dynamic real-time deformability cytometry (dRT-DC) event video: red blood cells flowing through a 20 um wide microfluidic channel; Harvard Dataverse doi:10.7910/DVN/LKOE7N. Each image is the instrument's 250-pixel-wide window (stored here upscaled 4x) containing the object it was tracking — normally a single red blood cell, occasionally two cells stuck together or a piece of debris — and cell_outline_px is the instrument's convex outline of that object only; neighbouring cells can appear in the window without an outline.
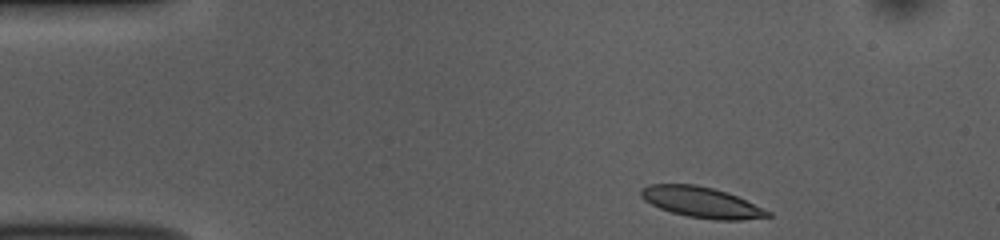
{"species": "common noctule bat (a hibernating species)", "species_latin": "Nyctalus noctula", "temperature_condition": "room temperature", "stored_images_in_passage": 46, "camera_frame_rate_fps": 3000, "um_per_image_px": 0.085, "animal": {"sex": "female", "body_mass_g": 10.0, "forearm_length_mm": 53.1}, "frame": {"image": 1, "passage_image": 1, "time_ms": 0.0, "image_size_px": [1000, 240], "cell_outline_px": [[772, 216], [740, 220], [716, 220], [688, 216], [672, 212], [660, 208], [644, 200], [640, 196], [640, 188], [648, 184], [696, 184], [728, 192], [772, 212]], "centroid_in_image_um": [59.62, 17.18], "position_along_channel_um": 25.4, "area_um2": 22.66}}
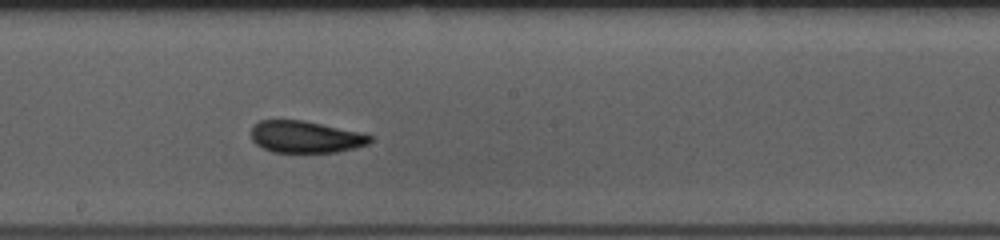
{"frame": {"image": 2, "passage_image": 22, "time_ms": 7.0, "image_size_px": [1000, 240], "cell_outline_px": [[372, 140], [368, 144], [356, 148], [336, 152], [272, 152], [256, 144], [252, 140], [252, 124], [260, 120], [304, 120], [364, 132], [372, 136]], "centroid_in_image_um": [26.0, 11.62], "position_along_channel_um": 222.2, "area_um2": 22.37}}
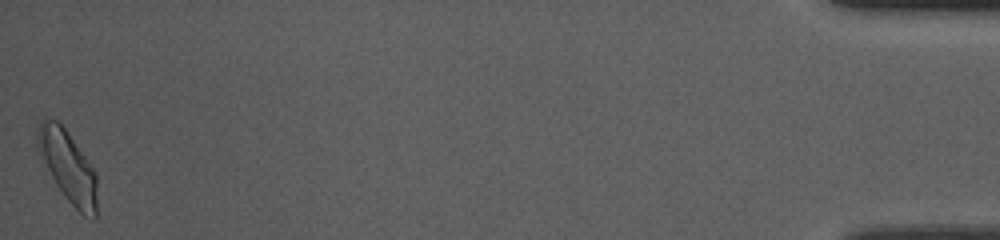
{"frame": {"image": 3, "passage_image": 46, "time_ms": 15.0, "image_size_px": [1000, 240], "cell_outline_px": [[96, 220], [92, 220], [84, 216], [64, 196], [40, 160], [36, 148], [36, 132], [40, 120], [44, 116], [48, 116], [56, 120], [64, 128], [84, 156], [92, 168], [96, 176]], "centroid_in_image_um": [5.7, 14.12], "position_along_channel_um": 429.5, "area_um2": 24.8}, "authors_computed_cell_mechanics": {"area_um2": 22.6576, "velocity_mm_per_s": 3.7482, "shape_relaxation_time_tau1_ms": 6.274, "shape_relaxation_time_tau2_ms": 6.6009, "deformation_change_tau1": 0.1698, "deformation_change_tau2": 0.0868}}